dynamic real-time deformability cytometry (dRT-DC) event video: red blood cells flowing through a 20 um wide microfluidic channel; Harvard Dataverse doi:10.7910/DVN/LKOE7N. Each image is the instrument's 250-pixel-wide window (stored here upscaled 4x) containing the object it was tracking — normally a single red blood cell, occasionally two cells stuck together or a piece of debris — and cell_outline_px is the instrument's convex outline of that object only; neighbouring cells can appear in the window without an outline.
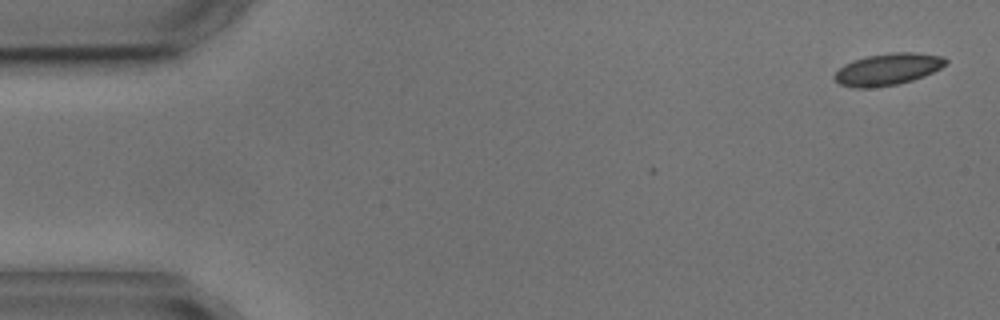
{"species": "common noctule bat (a hibernating species)", "species_latin": "Nyctalus noctula", "temperature_condition": "cold", "stored_images_in_passage": 2, "camera_frame_rate_fps": 3000, "um_per_image_px": 0.085, "animal": {"sex": "male", "body_mass_g": 17.9, "forearm_length_mm": 54.2}, "frame": {"image": 1, "passage_image": 2, "time_ms": 1.333, "image_size_px": [1000, 320], "cell_outline_px": [[948, 60], [940, 68], [924, 76], [912, 80], [896, 84], [868, 88], [856, 88], [840, 84], [832, 76], [844, 64], [868, 56], [888, 52], [912, 52], [944, 56]], "centroid_in_image_um": [75.46, 5.88], "position_along_channel_um": 9.5, "area_um2": 20.4}}